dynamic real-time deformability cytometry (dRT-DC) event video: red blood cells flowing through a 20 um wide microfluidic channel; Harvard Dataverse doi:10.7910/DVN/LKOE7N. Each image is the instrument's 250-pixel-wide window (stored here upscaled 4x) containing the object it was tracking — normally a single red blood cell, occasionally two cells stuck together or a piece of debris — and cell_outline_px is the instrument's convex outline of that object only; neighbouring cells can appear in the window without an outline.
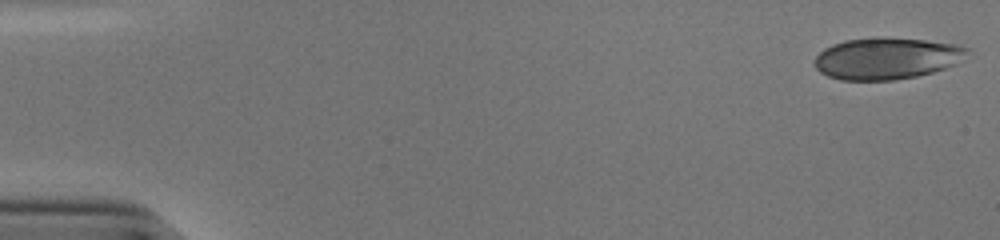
{"species": "human", "species_latin": "Homo sapiens", "temperature_condition": "cold", "stored_images_in_passage": 45, "camera_frame_rate_fps": 3000, "um_per_image_px": 0.085, "donor": {"sex": "male"}, "frame": {"image": 1, "passage_image": 1, "time_ms": 0.0, "image_size_px": [1000, 240], "cell_outline_px": [[976, 56], [956, 64], [932, 72], [916, 76], [892, 80], [840, 80], [828, 76], [820, 72], [816, 68], [816, 56], [824, 48], [832, 44], [844, 40], [876, 36], [924, 40], [956, 44], [972, 48]], "centroid_in_image_um": [75.49, 4.94], "position_along_channel_um": 9.5, "area_um2": 37.86}}
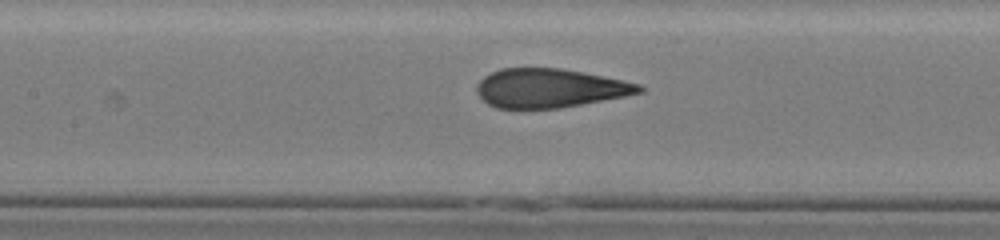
{"frame": {"image": 2, "passage_image": 25, "time_ms": 8.0, "image_size_px": [1000, 240], "cell_outline_px": [[644, 92], [624, 96], [560, 108], [496, 108], [488, 104], [476, 92], [476, 84], [484, 76], [500, 68], [560, 68], [604, 76], [624, 80], [640, 84], [644, 88]], "centroid_in_image_um": [46.72, 7.49], "position_along_channel_um": 160.7, "area_um2": 36.76}}
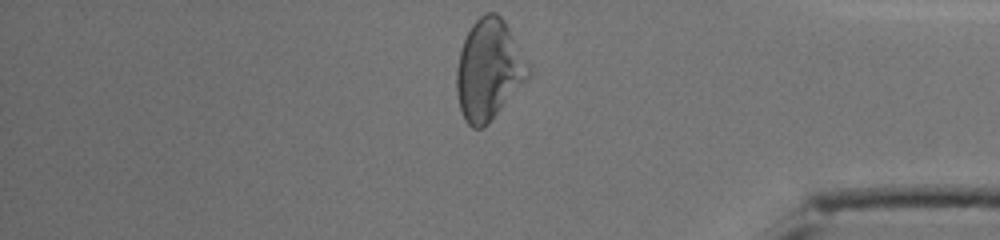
{"frame": {"image": 3, "passage_image": 45, "time_ms": 14.667, "image_size_px": [1000, 240], "cell_outline_px": [[532, 76], [488, 124], [484, 128], [472, 128], [468, 124], [460, 108], [456, 92], [456, 68], [460, 52], [464, 40], [472, 24], [484, 12], [496, 12], [504, 20], [528, 60], [532, 72]], "centroid_in_image_um": [41.58, 5.94], "position_along_channel_um": 393.6, "area_um2": 42.48}, "authors_computed_cell_mechanics": {"area_um2": 37.9746, "velocity_mm_per_s": 3.8297, "shape_relaxation_time_tau1_ms": 6.003, "shape_relaxation_time_tau2_ms": 0.6565, "deformation_change_tau1": 0.2047, "deformation_change_tau2": 0.0599}}